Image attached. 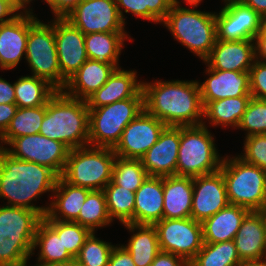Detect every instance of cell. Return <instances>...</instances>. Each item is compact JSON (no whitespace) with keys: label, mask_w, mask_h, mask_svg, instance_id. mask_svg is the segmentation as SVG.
I'll return each instance as SVG.
<instances>
[{"label":"cell","mask_w":266,"mask_h":266,"mask_svg":"<svg viewBox=\"0 0 266 266\" xmlns=\"http://www.w3.org/2000/svg\"><path fill=\"white\" fill-rule=\"evenodd\" d=\"M17 109L16 104H0V137L6 131Z\"/></svg>","instance_id":"cell-49"},{"label":"cell","mask_w":266,"mask_h":266,"mask_svg":"<svg viewBox=\"0 0 266 266\" xmlns=\"http://www.w3.org/2000/svg\"><path fill=\"white\" fill-rule=\"evenodd\" d=\"M225 6L215 13L217 39L254 40L261 29V16L240 0H224Z\"/></svg>","instance_id":"cell-14"},{"label":"cell","mask_w":266,"mask_h":266,"mask_svg":"<svg viewBox=\"0 0 266 266\" xmlns=\"http://www.w3.org/2000/svg\"><path fill=\"white\" fill-rule=\"evenodd\" d=\"M14 89L15 104L19 108L45 105L58 91L48 81L34 75L19 78L14 83Z\"/></svg>","instance_id":"cell-33"},{"label":"cell","mask_w":266,"mask_h":266,"mask_svg":"<svg viewBox=\"0 0 266 266\" xmlns=\"http://www.w3.org/2000/svg\"><path fill=\"white\" fill-rule=\"evenodd\" d=\"M250 99L251 94H246L210 101L204 106L203 117L208 118L214 126L238 127Z\"/></svg>","instance_id":"cell-31"},{"label":"cell","mask_w":266,"mask_h":266,"mask_svg":"<svg viewBox=\"0 0 266 266\" xmlns=\"http://www.w3.org/2000/svg\"><path fill=\"white\" fill-rule=\"evenodd\" d=\"M165 127L161 120L143 110L125 127L113 151L122 158L141 159L158 141Z\"/></svg>","instance_id":"cell-15"},{"label":"cell","mask_w":266,"mask_h":266,"mask_svg":"<svg viewBox=\"0 0 266 266\" xmlns=\"http://www.w3.org/2000/svg\"><path fill=\"white\" fill-rule=\"evenodd\" d=\"M89 109V145L114 148L125 127L144 110V98H127Z\"/></svg>","instance_id":"cell-9"},{"label":"cell","mask_w":266,"mask_h":266,"mask_svg":"<svg viewBox=\"0 0 266 266\" xmlns=\"http://www.w3.org/2000/svg\"><path fill=\"white\" fill-rule=\"evenodd\" d=\"M251 97L266 99V62L255 60L249 70Z\"/></svg>","instance_id":"cell-44"},{"label":"cell","mask_w":266,"mask_h":266,"mask_svg":"<svg viewBox=\"0 0 266 266\" xmlns=\"http://www.w3.org/2000/svg\"><path fill=\"white\" fill-rule=\"evenodd\" d=\"M163 177L148 176L135 192L134 224L154 225L163 219Z\"/></svg>","instance_id":"cell-27"},{"label":"cell","mask_w":266,"mask_h":266,"mask_svg":"<svg viewBox=\"0 0 266 266\" xmlns=\"http://www.w3.org/2000/svg\"><path fill=\"white\" fill-rule=\"evenodd\" d=\"M15 104L14 83L10 84L0 77V104Z\"/></svg>","instance_id":"cell-50"},{"label":"cell","mask_w":266,"mask_h":266,"mask_svg":"<svg viewBox=\"0 0 266 266\" xmlns=\"http://www.w3.org/2000/svg\"><path fill=\"white\" fill-rule=\"evenodd\" d=\"M84 35L95 32H125L116 0H81L64 18Z\"/></svg>","instance_id":"cell-13"},{"label":"cell","mask_w":266,"mask_h":266,"mask_svg":"<svg viewBox=\"0 0 266 266\" xmlns=\"http://www.w3.org/2000/svg\"><path fill=\"white\" fill-rule=\"evenodd\" d=\"M108 266H136V264L133 262L131 254L121 245L114 246L112 249Z\"/></svg>","instance_id":"cell-45"},{"label":"cell","mask_w":266,"mask_h":266,"mask_svg":"<svg viewBox=\"0 0 266 266\" xmlns=\"http://www.w3.org/2000/svg\"><path fill=\"white\" fill-rule=\"evenodd\" d=\"M19 10H22V7L16 0H0V24H4L13 20L17 15H19V13H14ZM7 16L10 17L5 18Z\"/></svg>","instance_id":"cell-48"},{"label":"cell","mask_w":266,"mask_h":266,"mask_svg":"<svg viewBox=\"0 0 266 266\" xmlns=\"http://www.w3.org/2000/svg\"><path fill=\"white\" fill-rule=\"evenodd\" d=\"M136 73L116 68L107 82L86 100L88 108H98L127 98H144L142 82H137Z\"/></svg>","instance_id":"cell-22"},{"label":"cell","mask_w":266,"mask_h":266,"mask_svg":"<svg viewBox=\"0 0 266 266\" xmlns=\"http://www.w3.org/2000/svg\"><path fill=\"white\" fill-rule=\"evenodd\" d=\"M47 266H79L76 260L68 261V262H63V263H56V264H51Z\"/></svg>","instance_id":"cell-54"},{"label":"cell","mask_w":266,"mask_h":266,"mask_svg":"<svg viewBox=\"0 0 266 266\" xmlns=\"http://www.w3.org/2000/svg\"><path fill=\"white\" fill-rule=\"evenodd\" d=\"M148 177L141 159H127L116 156L113 163L112 181L132 192H136Z\"/></svg>","instance_id":"cell-39"},{"label":"cell","mask_w":266,"mask_h":266,"mask_svg":"<svg viewBox=\"0 0 266 266\" xmlns=\"http://www.w3.org/2000/svg\"><path fill=\"white\" fill-rule=\"evenodd\" d=\"M32 0H26L22 5H21V7L23 8V10L25 9V11H27L26 10V6H27V4L28 3H30ZM48 4L52 1V0H45Z\"/></svg>","instance_id":"cell-58"},{"label":"cell","mask_w":266,"mask_h":266,"mask_svg":"<svg viewBox=\"0 0 266 266\" xmlns=\"http://www.w3.org/2000/svg\"><path fill=\"white\" fill-rule=\"evenodd\" d=\"M240 266H266V257L262 259L242 261Z\"/></svg>","instance_id":"cell-53"},{"label":"cell","mask_w":266,"mask_h":266,"mask_svg":"<svg viewBox=\"0 0 266 266\" xmlns=\"http://www.w3.org/2000/svg\"><path fill=\"white\" fill-rule=\"evenodd\" d=\"M241 261L266 257V229L262 215L250 211L233 239Z\"/></svg>","instance_id":"cell-23"},{"label":"cell","mask_w":266,"mask_h":266,"mask_svg":"<svg viewBox=\"0 0 266 266\" xmlns=\"http://www.w3.org/2000/svg\"><path fill=\"white\" fill-rule=\"evenodd\" d=\"M90 147L87 145L69 151L61 177L73 186L103 190L112 181L116 154L113 148Z\"/></svg>","instance_id":"cell-7"},{"label":"cell","mask_w":266,"mask_h":266,"mask_svg":"<svg viewBox=\"0 0 266 266\" xmlns=\"http://www.w3.org/2000/svg\"><path fill=\"white\" fill-rule=\"evenodd\" d=\"M114 245L99 240L92 232L86 239L75 258L79 266H108L110 253Z\"/></svg>","instance_id":"cell-41"},{"label":"cell","mask_w":266,"mask_h":266,"mask_svg":"<svg viewBox=\"0 0 266 266\" xmlns=\"http://www.w3.org/2000/svg\"><path fill=\"white\" fill-rule=\"evenodd\" d=\"M163 23L176 40L201 60L209 56L217 40L215 12L171 6Z\"/></svg>","instance_id":"cell-5"},{"label":"cell","mask_w":266,"mask_h":266,"mask_svg":"<svg viewBox=\"0 0 266 266\" xmlns=\"http://www.w3.org/2000/svg\"><path fill=\"white\" fill-rule=\"evenodd\" d=\"M240 1H242L246 6L252 8L260 16L266 14V0H240Z\"/></svg>","instance_id":"cell-52"},{"label":"cell","mask_w":266,"mask_h":266,"mask_svg":"<svg viewBox=\"0 0 266 266\" xmlns=\"http://www.w3.org/2000/svg\"><path fill=\"white\" fill-rule=\"evenodd\" d=\"M133 233L127 245L124 248L131 254L136 266H150L161 251L159 247L158 235L154 225L147 224H123Z\"/></svg>","instance_id":"cell-29"},{"label":"cell","mask_w":266,"mask_h":266,"mask_svg":"<svg viewBox=\"0 0 266 266\" xmlns=\"http://www.w3.org/2000/svg\"><path fill=\"white\" fill-rule=\"evenodd\" d=\"M42 217L33 210L0 207V266H27Z\"/></svg>","instance_id":"cell-4"},{"label":"cell","mask_w":266,"mask_h":266,"mask_svg":"<svg viewBox=\"0 0 266 266\" xmlns=\"http://www.w3.org/2000/svg\"><path fill=\"white\" fill-rule=\"evenodd\" d=\"M249 209L229 204L202 224L203 242L220 243L234 239Z\"/></svg>","instance_id":"cell-28"},{"label":"cell","mask_w":266,"mask_h":266,"mask_svg":"<svg viewBox=\"0 0 266 266\" xmlns=\"http://www.w3.org/2000/svg\"><path fill=\"white\" fill-rule=\"evenodd\" d=\"M45 113L46 104L38 107H18L6 131L0 137L1 143L9 144L14 138L38 134Z\"/></svg>","instance_id":"cell-34"},{"label":"cell","mask_w":266,"mask_h":266,"mask_svg":"<svg viewBox=\"0 0 266 266\" xmlns=\"http://www.w3.org/2000/svg\"><path fill=\"white\" fill-rule=\"evenodd\" d=\"M163 218L191 217L193 177L171 175L163 177Z\"/></svg>","instance_id":"cell-25"},{"label":"cell","mask_w":266,"mask_h":266,"mask_svg":"<svg viewBox=\"0 0 266 266\" xmlns=\"http://www.w3.org/2000/svg\"><path fill=\"white\" fill-rule=\"evenodd\" d=\"M210 77L199 83L203 107L210 101L250 94L249 71H221L207 68Z\"/></svg>","instance_id":"cell-21"},{"label":"cell","mask_w":266,"mask_h":266,"mask_svg":"<svg viewBox=\"0 0 266 266\" xmlns=\"http://www.w3.org/2000/svg\"><path fill=\"white\" fill-rule=\"evenodd\" d=\"M254 40L225 41L217 39L204 60L208 68L221 71H249L255 62Z\"/></svg>","instance_id":"cell-20"},{"label":"cell","mask_w":266,"mask_h":266,"mask_svg":"<svg viewBox=\"0 0 266 266\" xmlns=\"http://www.w3.org/2000/svg\"><path fill=\"white\" fill-rule=\"evenodd\" d=\"M258 212L262 215L266 229V203L258 210Z\"/></svg>","instance_id":"cell-56"},{"label":"cell","mask_w":266,"mask_h":266,"mask_svg":"<svg viewBox=\"0 0 266 266\" xmlns=\"http://www.w3.org/2000/svg\"><path fill=\"white\" fill-rule=\"evenodd\" d=\"M128 35L126 32H95L85 35V49L88 59L118 68L119 55Z\"/></svg>","instance_id":"cell-30"},{"label":"cell","mask_w":266,"mask_h":266,"mask_svg":"<svg viewBox=\"0 0 266 266\" xmlns=\"http://www.w3.org/2000/svg\"><path fill=\"white\" fill-rule=\"evenodd\" d=\"M91 191L88 188L73 186L61 176L58 177L53 191L54 202L50 203L48 212L42 219L75 222Z\"/></svg>","instance_id":"cell-26"},{"label":"cell","mask_w":266,"mask_h":266,"mask_svg":"<svg viewBox=\"0 0 266 266\" xmlns=\"http://www.w3.org/2000/svg\"><path fill=\"white\" fill-rule=\"evenodd\" d=\"M201 1L202 0H185L187 4H190V6H194V8L197 7Z\"/></svg>","instance_id":"cell-57"},{"label":"cell","mask_w":266,"mask_h":266,"mask_svg":"<svg viewBox=\"0 0 266 266\" xmlns=\"http://www.w3.org/2000/svg\"><path fill=\"white\" fill-rule=\"evenodd\" d=\"M260 31L263 34H266V14H264L263 16H261V29Z\"/></svg>","instance_id":"cell-55"},{"label":"cell","mask_w":266,"mask_h":266,"mask_svg":"<svg viewBox=\"0 0 266 266\" xmlns=\"http://www.w3.org/2000/svg\"><path fill=\"white\" fill-rule=\"evenodd\" d=\"M150 266H188V263L178 255L160 251Z\"/></svg>","instance_id":"cell-46"},{"label":"cell","mask_w":266,"mask_h":266,"mask_svg":"<svg viewBox=\"0 0 266 266\" xmlns=\"http://www.w3.org/2000/svg\"><path fill=\"white\" fill-rule=\"evenodd\" d=\"M117 9L122 21L125 23V18L121 10L124 8L125 13L129 11L140 17L153 22H162L167 13L170 11L171 6H180L178 0H116Z\"/></svg>","instance_id":"cell-37"},{"label":"cell","mask_w":266,"mask_h":266,"mask_svg":"<svg viewBox=\"0 0 266 266\" xmlns=\"http://www.w3.org/2000/svg\"><path fill=\"white\" fill-rule=\"evenodd\" d=\"M58 175L50 168L13 158L0 146V197L8 200L9 206L36 211L42 218L49 207H38L32 200L47 191L53 192Z\"/></svg>","instance_id":"cell-2"},{"label":"cell","mask_w":266,"mask_h":266,"mask_svg":"<svg viewBox=\"0 0 266 266\" xmlns=\"http://www.w3.org/2000/svg\"><path fill=\"white\" fill-rule=\"evenodd\" d=\"M220 171L231 205L258 211L266 203V171L239 156L224 157Z\"/></svg>","instance_id":"cell-6"},{"label":"cell","mask_w":266,"mask_h":266,"mask_svg":"<svg viewBox=\"0 0 266 266\" xmlns=\"http://www.w3.org/2000/svg\"><path fill=\"white\" fill-rule=\"evenodd\" d=\"M20 5H22L26 0H16Z\"/></svg>","instance_id":"cell-59"},{"label":"cell","mask_w":266,"mask_h":266,"mask_svg":"<svg viewBox=\"0 0 266 266\" xmlns=\"http://www.w3.org/2000/svg\"><path fill=\"white\" fill-rule=\"evenodd\" d=\"M161 251L182 257L189 263L203 246L202 224L191 217L165 219L154 224Z\"/></svg>","instance_id":"cell-11"},{"label":"cell","mask_w":266,"mask_h":266,"mask_svg":"<svg viewBox=\"0 0 266 266\" xmlns=\"http://www.w3.org/2000/svg\"><path fill=\"white\" fill-rule=\"evenodd\" d=\"M76 223L95 231L97 227L109 225L110 219L106 206V197L103 190H92L80 209Z\"/></svg>","instance_id":"cell-38"},{"label":"cell","mask_w":266,"mask_h":266,"mask_svg":"<svg viewBox=\"0 0 266 266\" xmlns=\"http://www.w3.org/2000/svg\"><path fill=\"white\" fill-rule=\"evenodd\" d=\"M245 139L244 155L238 156L266 171V134L251 135Z\"/></svg>","instance_id":"cell-43"},{"label":"cell","mask_w":266,"mask_h":266,"mask_svg":"<svg viewBox=\"0 0 266 266\" xmlns=\"http://www.w3.org/2000/svg\"><path fill=\"white\" fill-rule=\"evenodd\" d=\"M213 139L204 123L180 126L176 175L196 177L219 171L222 159Z\"/></svg>","instance_id":"cell-8"},{"label":"cell","mask_w":266,"mask_h":266,"mask_svg":"<svg viewBox=\"0 0 266 266\" xmlns=\"http://www.w3.org/2000/svg\"><path fill=\"white\" fill-rule=\"evenodd\" d=\"M8 145L12 149L4 150L13 158L46 166L59 177L63 174L70 151L62 142L39 133L14 138Z\"/></svg>","instance_id":"cell-12"},{"label":"cell","mask_w":266,"mask_h":266,"mask_svg":"<svg viewBox=\"0 0 266 266\" xmlns=\"http://www.w3.org/2000/svg\"><path fill=\"white\" fill-rule=\"evenodd\" d=\"M110 219L116 217L122 224L134 223L135 192L110 181L103 189Z\"/></svg>","instance_id":"cell-36"},{"label":"cell","mask_w":266,"mask_h":266,"mask_svg":"<svg viewBox=\"0 0 266 266\" xmlns=\"http://www.w3.org/2000/svg\"><path fill=\"white\" fill-rule=\"evenodd\" d=\"M19 12L10 22L0 24V68L12 69L26 55L29 28L38 20L32 12Z\"/></svg>","instance_id":"cell-18"},{"label":"cell","mask_w":266,"mask_h":266,"mask_svg":"<svg viewBox=\"0 0 266 266\" xmlns=\"http://www.w3.org/2000/svg\"><path fill=\"white\" fill-rule=\"evenodd\" d=\"M254 44H255V59L261 62H266V34H263L260 31L254 37Z\"/></svg>","instance_id":"cell-51"},{"label":"cell","mask_w":266,"mask_h":266,"mask_svg":"<svg viewBox=\"0 0 266 266\" xmlns=\"http://www.w3.org/2000/svg\"><path fill=\"white\" fill-rule=\"evenodd\" d=\"M179 145L180 127L166 126L158 141L141 158L148 176L176 175Z\"/></svg>","instance_id":"cell-19"},{"label":"cell","mask_w":266,"mask_h":266,"mask_svg":"<svg viewBox=\"0 0 266 266\" xmlns=\"http://www.w3.org/2000/svg\"><path fill=\"white\" fill-rule=\"evenodd\" d=\"M39 134L62 142L70 150L89 145L87 102L58 90L46 104Z\"/></svg>","instance_id":"cell-3"},{"label":"cell","mask_w":266,"mask_h":266,"mask_svg":"<svg viewBox=\"0 0 266 266\" xmlns=\"http://www.w3.org/2000/svg\"><path fill=\"white\" fill-rule=\"evenodd\" d=\"M62 239L67 252L75 259L86 239L92 233L84 226L72 221L44 220Z\"/></svg>","instance_id":"cell-40"},{"label":"cell","mask_w":266,"mask_h":266,"mask_svg":"<svg viewBox=\"0 0 266 266\" xmlns=\"http://www.w3.org/2000/svg\"><path fill=\"white\" fill-rule=\"evenodd\" d=\"M239 258L233 240L220 243H203L197 255L188 266H240Z\"/></svg>","instance_id":"cell-35"},{"label":"cell","mask_w":266,"mask_h":266,"mask_svg":"<svg viewBox=\"0 0 266 266\" xmlns=\"http://www.w3.org/2000/svg\"><path fill=\"white\" fill-rule=\"evenodd\" d=\"M144 110L166 126H194L205 122L197 81L142 82ZM201 118V119H200Z\"/></svg>","instance_id":"cell-1"},{"label":"cell","mask_w":266,"mask_h":266,"mask_svg":"<svg viewBox=\"0 0 266 266\" xmlns=\"http://www.w3.org/2000/svg\"><path fill=\"white\" fill-rule=\"evenodd\" d=\"M56 51L61 71V90L88 59L85 35L64 18H54Z\"/></svg>","instance_id":"cell-16"},{"label":"cell","mask_w":266,"mask_h":266,"mask_svg":"<svg viewBox=\"0 0 266 266\" xmlns=\"http://www.w3.org/2000/svg\"><path fill=\"white\" fill-rule=\"evenodd\" d=\"M222 172L193 177L191 218L202 223L229 205Z\"/></svg>","instance_id":"cell-17"},{"label":"cell","mask_w":266,"mask_h":266,"mask_svg":"<svg viewBox=\"0 0 266 266\" xmlns=\"http://www.w3.org/2000/svg\"><path fill=\"white\" fill-rule=\"evenodd\" d=\"M39 245L40 254L36 266H47L74 260L67 252L58 234L42 219L37 226L33 249Z\"/></svg>","instance_id":"cell-32"},{"label":"cell","mask_w":266,"mask_h":266,"mask_svg":"<svg viewBox=\"0 0 266 266\" xmlns=\"http://www.w3.org/2000/svg\"><path fill=\"white\" fill-rule=\"evenodd\" d=\"M81 0H52L48 5L51 7L55 18H65Z\"/></svg>","instance_id":"cell-47"},{"label":"cell","mask_w":266,"mask_h":266,"mask_svg":"<svg viewBox=\"0 0 266 266\" xmlns=\"http://www.w3.org/2000/svg\"><path fill=\"white\" fill-rule=\"evenodd\" d=\"M116 68L114 64L87 59L67 81L63 91L71 97L86 101L107 82Z\"/></svg>","instance_id":"cell-24"},{"label":"cell","mask_w":266,"mask_h":266,"mask_svg":"<svg viewBox=\"0 0 266 266\" xmlns=\"http://www.w3.org/2000/svg\"><path fill=\"white\" fill-rule=\"evenodd\" d=\"M237 128L247 130L246 137L266 134V99L251 97Z\"/></svg>","instance_id":"cell-42"},{"label":"cell","mask_w":266,"mask_h":266,"mask_svg":"<svg viewBox=\"0 0 266 266\" xmlns=\"http://www.w3.org/2000/svg\"><path fill=\"white\" fill-rule=\"evenodd\" d=\"M24 58L34 76L48 81L57 90H61V71L52 24H44L37 20L29 28Z\"/></svg>","instance_id":"cell-10"}]
</instances>
